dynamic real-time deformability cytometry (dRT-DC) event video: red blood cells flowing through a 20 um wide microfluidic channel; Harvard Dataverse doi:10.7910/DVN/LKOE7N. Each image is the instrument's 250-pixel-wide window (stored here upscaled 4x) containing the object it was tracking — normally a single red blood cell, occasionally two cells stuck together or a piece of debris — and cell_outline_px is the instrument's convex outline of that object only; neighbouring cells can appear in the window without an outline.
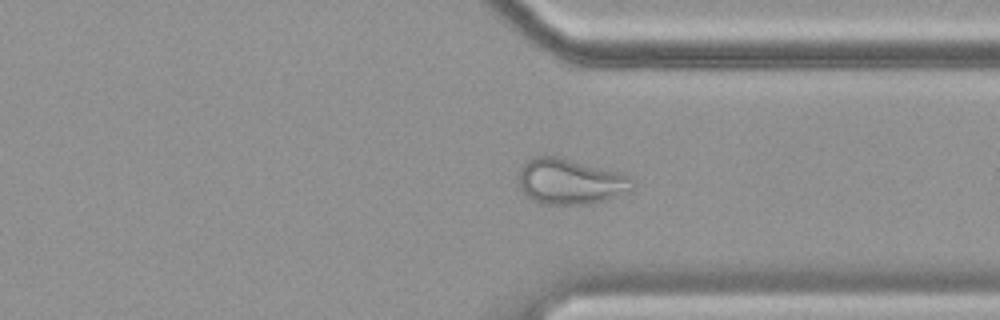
{"species": "common noctule bat (a hibernating species)", "species_latin": "Nyctalus noctula", "temperature_condition": "cold", "stored_images_in_passage": 44, "camera_frame_rate_fps": 3000, "um_per_image_px": 0.085, "animal": {"sex": "female", "body_mass_g": 19.9}, "frame": {"image": 1, "passage_image": 30, "time_ms": 9.667, "image_size_px": [1000, 320], "cell_outline_px": [[636, 188], [616, 196], [604, 200], [588, 204], [540, 204], [524, 196], [516, 180], [516, 176], [520, 168], [532, 156], [560, 156], [620, 172], [632, 176]], "centroid_in_image_um": [48.44, 15.42], "position_along_channel_um": 363.0, "area_um2": 30.98}}
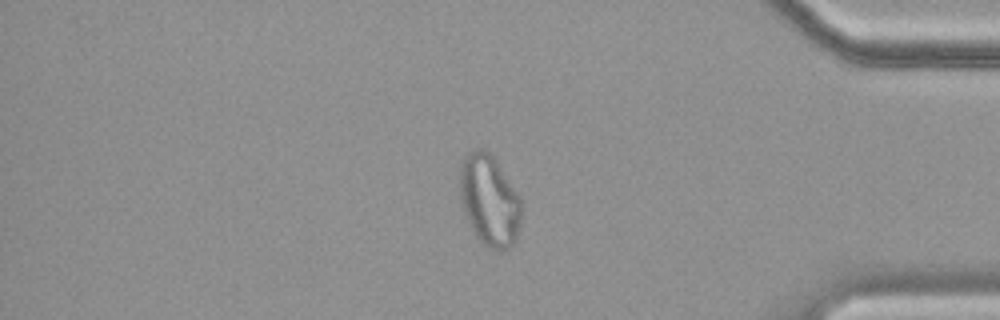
{"frame": {"image": 2, "passage_image": 35, "time_ms": 11.333, "image_size_px": [1000, 320], "cell_outline_px": [[520, 224], [516, 240], [508, 248], [488, 248], [476, 236], [464, 212], [460, 200], [460, 164], [464, 156], [472, 148], [484, 148], [496, 160], [520, 196]], "centroid_in_image_um": [41.58, 16.98], "position_along_channel_um": 393.6, "area_um2": 32.54}, "authors_computed_cell_mechanics": {"area_um2": 27.8596, "velocity_mm_per_s": 3.4895, "shape_relaxation_time_tau1_ms": null, "shape_relaxation_time_tau2_ms": 1.433, "deformation_change_tau1": null, "deformation_change_tau2": 0.0912}}